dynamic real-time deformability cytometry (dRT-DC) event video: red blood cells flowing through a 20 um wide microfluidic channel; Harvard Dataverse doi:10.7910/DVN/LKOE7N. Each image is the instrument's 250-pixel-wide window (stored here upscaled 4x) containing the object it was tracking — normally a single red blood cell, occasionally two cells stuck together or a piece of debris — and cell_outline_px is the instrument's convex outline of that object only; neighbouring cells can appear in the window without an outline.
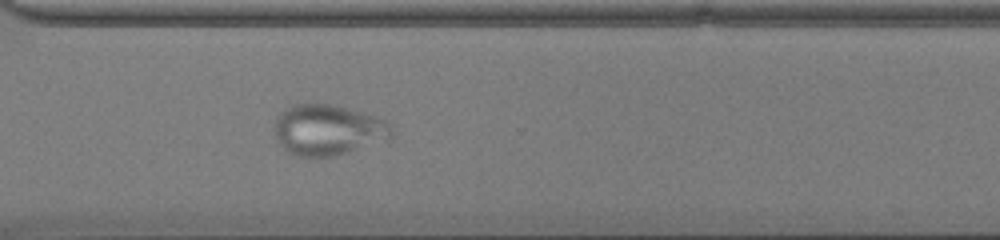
{"species": "common noctule bat (a hibernating species)", "species_latin": "Nyctalus noctula", "temperature_condition": "cold", "stored_images_in_passage": 53, "camera_frame_rate_fps": 3000, "um_per_image_px": 0.085, "animal": {"sex": "male", "body_mass_g": 13.0, "forearm_length_mm": 53.1}, "frame": {"image": 1, "passage_image": 40, "time_ms": 13.0, "image_size_px": [1000, 240], "cell_outline_px": [[392, 136], [348, 152], [336, 156], [292, 156], [276, 140], [276, 116], [284, 108], [292, 104], [336, 104], [388, 120], [392, 128]], "centroid_in_image_um": [27.85, 11.02], "position_along_channel_um": 342.8, "area_um2": 34.51}}
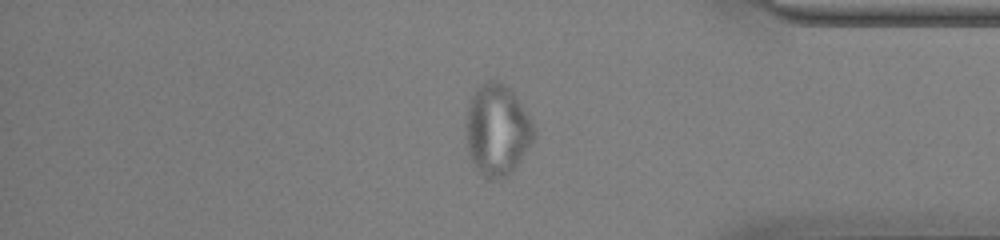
{"frame": {"image": 2, "passage_image": 45, "time_ms": 14.667, "image_size_px": [1000, 240], "cell_outline_px": [[536, 140], [508, 176], [492, 180], [488, 180], [480, 172], [472, 160], [468, 152], [468, 108], [472, 96], [476, 88], [484, 80], [500, 80], [512, 92], [536, 128]], "centroid_in_image_um": [42.31, 11.05], "position_along_channel_um": 392.9, "area_um2": 35.78}}